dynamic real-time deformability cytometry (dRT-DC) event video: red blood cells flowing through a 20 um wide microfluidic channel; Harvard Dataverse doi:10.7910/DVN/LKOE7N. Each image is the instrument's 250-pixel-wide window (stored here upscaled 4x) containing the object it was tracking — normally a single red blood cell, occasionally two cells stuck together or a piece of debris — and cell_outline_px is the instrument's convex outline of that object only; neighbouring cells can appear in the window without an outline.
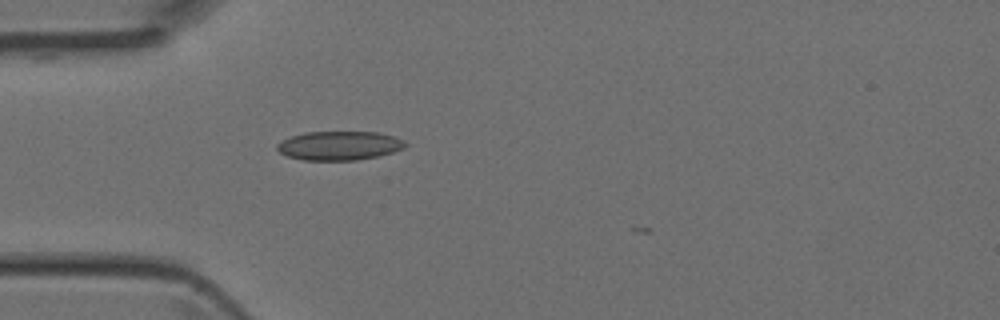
{"species": "Egyptian fruit bat (a non-hibernating species)", "species_latin": "Rousettus aegyptiacus", "temperature_condition": "room temperature", "stored_images_in_passage": 4, "camera_frame_rate_fps": 3000, "um_per_image_px": 0.085, "animal": {"sex": "female"}, "frame": {"image": 1, "passage_image": 4, "time_ms": 1.0, "image_size_px": [1000, 320], "cell_outline_px": [[408, 144], [404, 148], [380, 156], [356, 160], [304, 160], [288, 156], [280, 152], [276, 148], [276, 144], [292, 136], [304, 132], [380, 132], [396, 136], [404, 140]], "centroid_in_image_um": [28.89, 12.37], "position_along_channel_um": 56.1, "area_um2": 21.73}}